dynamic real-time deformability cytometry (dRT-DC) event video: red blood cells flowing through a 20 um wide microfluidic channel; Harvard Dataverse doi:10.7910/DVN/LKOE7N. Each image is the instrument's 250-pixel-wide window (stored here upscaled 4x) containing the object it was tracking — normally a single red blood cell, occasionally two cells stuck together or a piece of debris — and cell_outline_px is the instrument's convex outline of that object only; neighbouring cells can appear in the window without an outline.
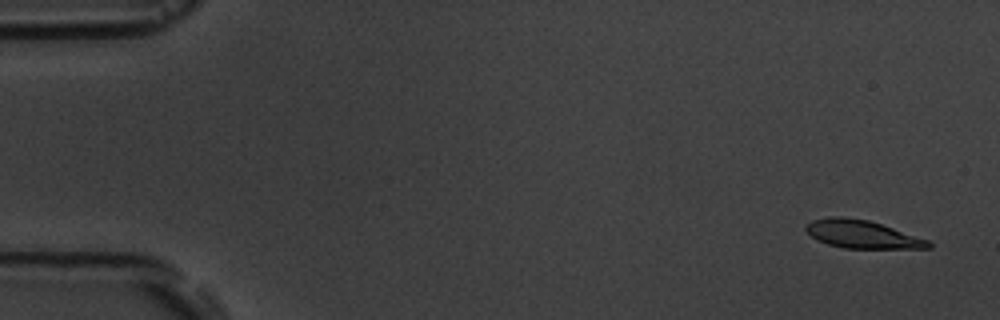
{"species": "common noctule bat (a hibernating species)", "species_latin": "Nyctalus noctula", "temperature_condition": "room temperature", "stored_images_in_passage": 6, "camera_frame_rate_fps": 3000, "um_per_image_px": 0.085, "animal": {"sex": "male", "body_mass_g": 19.5, "forearm_length_mm": 54.6}, "frame": {"image": 1, "passage_image": 1, "time_ms": 0.0, "image_size_px": [1000, 320], "cell_outline_px": [[932, 248], [844, 248], [828, 244], [812, 236], [804, 228], [804, 224], [812, 220], [828, 216], [840, 216], [868, 220], [928, 240], [932, 244]], "centroid_in_image_um": [73.24, 19.9], "position_along_channel_um": 11.8, "area_um2": 19.71}}